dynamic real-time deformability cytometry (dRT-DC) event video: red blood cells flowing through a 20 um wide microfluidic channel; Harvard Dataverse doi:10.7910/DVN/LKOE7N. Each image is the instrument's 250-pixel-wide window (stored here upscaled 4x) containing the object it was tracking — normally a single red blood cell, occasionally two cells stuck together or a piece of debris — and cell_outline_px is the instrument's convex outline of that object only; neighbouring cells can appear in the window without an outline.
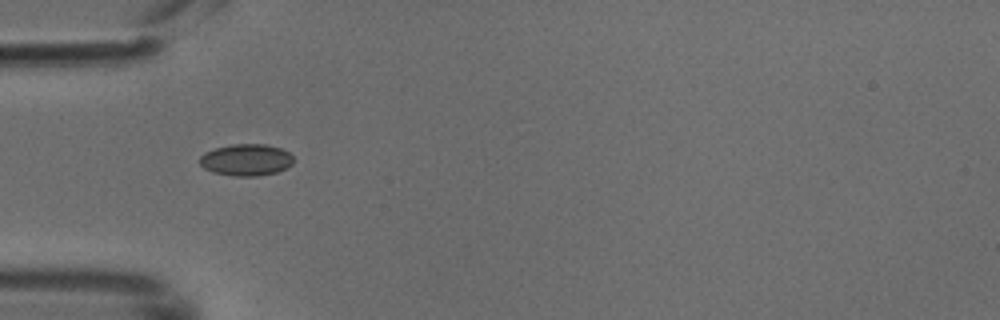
{"species": "common noctule bat (a hibernating species)", "species_latin": "Nyctalus noctula", "temperature_condition": "cold", "stored_images_in_passage": 16, "camera_frame_rate_fps": 3000, "um_per_image_px": 0.085, "animal": {"sex": "male", "body_mass_g": 18.8}, "frame": {"image": 1, "passage_image": 1, "time_ms": 0.0, "image_size_px": [1000, 320], "cell_outline_px": [[292, 164], [288, 168], [276, 172], [256, 176], [232, 176], [212, 172], [204, 168], [200, 164], [200, 156], [204, 152], [216, 148], [232, 144], [264, 144], [280, 148], [288, 152], [292, 156]], "centroid_in_image_um": [20.91, 13.59], "position_along_channel_um": 64.1, "area_um2": 17.34}}
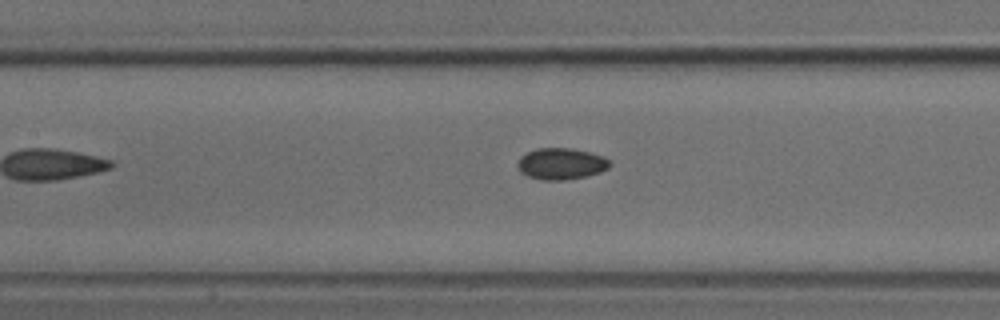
{"frame": {"image": 2, "passage_image": 8, "time_ms": 2.333, "image_size_px": [1000, 320], "cell_outline_px": [[612, 164], [608, 168], [600, 172], [588, 176], [564, 180], [544, 180], [528, 176], [520, 172], [516, 164], [520, 156], [536, 148], [572, 148], [604, 156]], "centroid_in_image_um": [47.69, 13.92], "position_along_channel_um": 159.7, "area_um2": 16.99}}
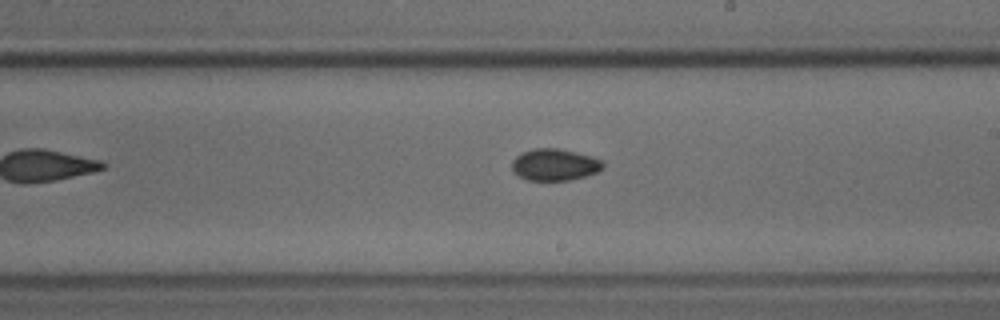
{"frame": {"image": 3, "passage_image": 14, "time_ms": 4.333, "image_size_px": [1000, 320], "cell_outline_px": [[604, 168], [596, 172], [584, 176], [568, 180], [528, 180], [520, 176], [512, 168], [512, 160], [516, 156], [532, 148], [560, 148], [592, 156], [600, 160], [604, 164]], "centroid_in_image_um": [47.15, 13.98], "position_along_channel_um": 241.8, "area_um2": 16.7}}